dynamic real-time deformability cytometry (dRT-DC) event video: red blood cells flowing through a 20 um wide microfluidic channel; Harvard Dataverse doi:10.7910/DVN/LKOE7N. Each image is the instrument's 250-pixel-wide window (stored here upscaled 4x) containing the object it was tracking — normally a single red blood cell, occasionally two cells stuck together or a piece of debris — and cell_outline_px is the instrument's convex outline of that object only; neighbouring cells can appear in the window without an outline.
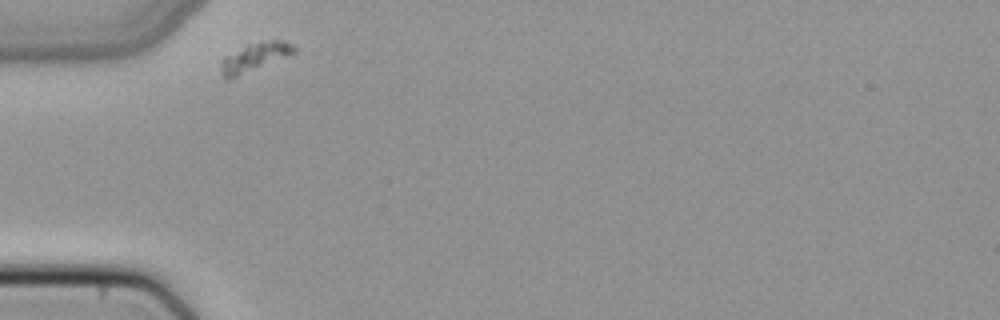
{"species": "common noctule bat (a hibernating species)", "species_latin": "Nyctalus noctula", "temperature_condition": "cold", "stored_images_in_passage": 29, "camera_frame_rate_fps": 3000, "um_per_image_px": 0.085, "animal": {"sex": "female", "body_mass_g": 22.7, "forearm_length_mm": 54.2}, "frame": {"image": 1, "passage_image": 1, "time_ms": 0.0, "image_size_px": [1000, 320], "cell_outline_px": [[296, 52], [236, 76], [224, 76], [220, 72], [220, 64], [224, 56], [248, 44], [272, 40], [284, 40], [292, 44], [296, 48]], "centroid_in_image_um": [21.65, 4.81], "position_along_channel_um": 63.3, "area_um2": 11.56}}
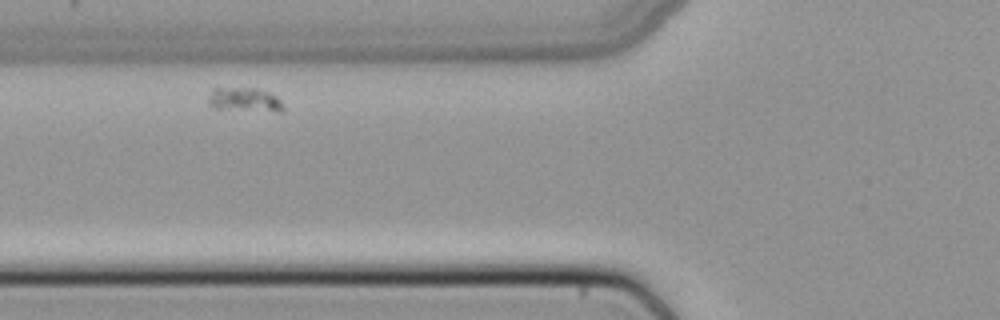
{"frame": {"image": 2, "passage_image": 5, "time_ms": 1.333, "image_size_px": [1000, 320], "cell_outline_px": [[284, 108], [280, 112], [216, 108], [208, 104], [208, 96], [212, 88], [256, 88], [268, 92], [276, 96], [280, 100]], "centroid_in_image_um": [20.78, 8.47], "position_along_channel_um": 105.0, "area_um2": 10.46}}
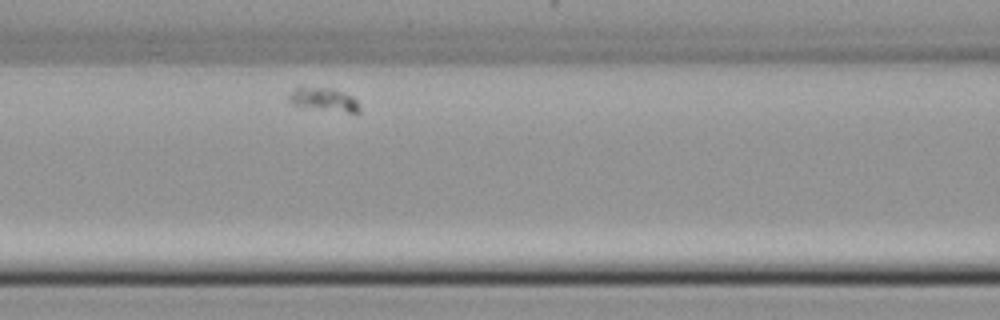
{"frame": {"image": 3, "passage_image": 8, "time_ms": 2.333, "image_size_px": [1000, 320], "cell_outline_px": [[360, 112], [348, 112], [300, 108], [292, 104], [288, 100], [288, 96], [296, 84], [300, 84], [336, 88], [352, 96], [356, 100], [360, 108]], "centroid_in_image_um": [27.42, 8.4], "position_along_channel_um": 139.2, "area_um2": 10.46}}